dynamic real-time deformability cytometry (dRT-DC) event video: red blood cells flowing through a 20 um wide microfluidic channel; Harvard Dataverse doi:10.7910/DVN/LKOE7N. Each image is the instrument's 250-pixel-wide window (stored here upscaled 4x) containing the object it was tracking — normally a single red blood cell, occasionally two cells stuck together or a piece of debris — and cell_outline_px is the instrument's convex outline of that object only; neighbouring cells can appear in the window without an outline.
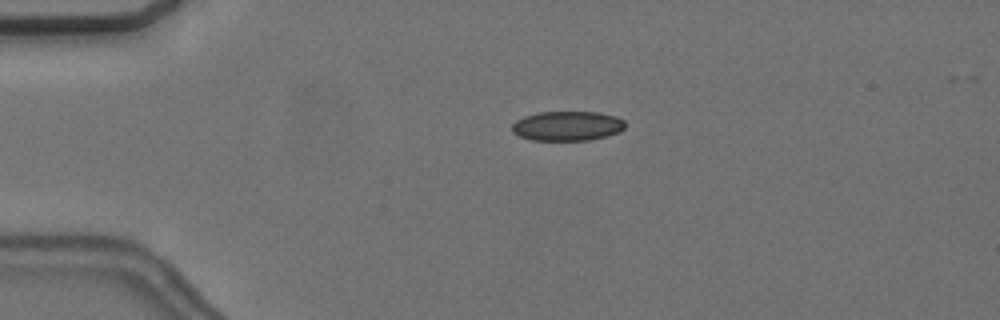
{"species": "common noctule bat (a hibernating species)", "species_latin": "Nyctalus noctula", "temperature_condition": "cold", "stored_images_in_passage": 2, "camera_frame_rate_fps": 3000, "um_per_image_px": 0.085, "animal": {"sex": "female", "body_mass_g": 24.6, "forearm_length_mm": 56.2}, "frame": {"image": 1, "passage_image": 1, "time_ms": 0.0, "image_size_px": [1000, 320], "cell_outline_px": [[624, 128], [620, 132], [608, 136], [588, 140], [532, 140], [520, 136], [512, 132], [512, 124], [516, 120], [524, 116], [536, 112], [600, 112], [616, 116], [624, 120]], "centroid_in_image_um": [48.23, 10.7], "position_along_channel_um": 36.8, "area_um2": 19.65}}